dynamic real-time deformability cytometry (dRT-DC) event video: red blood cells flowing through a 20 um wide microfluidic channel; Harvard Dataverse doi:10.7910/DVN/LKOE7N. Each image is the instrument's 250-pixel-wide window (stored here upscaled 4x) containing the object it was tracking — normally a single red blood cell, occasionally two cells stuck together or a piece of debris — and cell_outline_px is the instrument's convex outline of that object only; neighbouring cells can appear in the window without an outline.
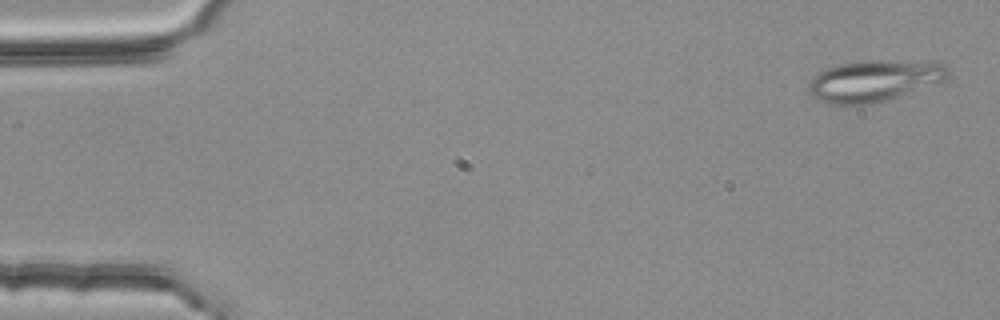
{"species": "common noctule bat (a hibernating species)", "species_latin": "Nyctalus noctula", "temperature_condition": "room temperature", "stored_images_in_passage": 18, "camera_frame_rate_fps": 3000, "um_per_image_px": 0.085, "animal": {"sex": "female", "body_mass_g": 25.1}, "frame": {"image": 1, "passage_image": 1, "time_ms": 0.0, "image_size_px": [1000, 320], "cell_outline_px": [[948, 76], [940, 84], [884, 100], [868, 104], [824, 104], [816, 100], [808, 92], [808, 84], [812, 76], [824, 68], [856, 60], [936, 60], [944, 64], [948, 68]], "centroid_in_image_um": [74.32, 6.83], "position_along_channel_um": 10.7, "area_um2": 34.62}}